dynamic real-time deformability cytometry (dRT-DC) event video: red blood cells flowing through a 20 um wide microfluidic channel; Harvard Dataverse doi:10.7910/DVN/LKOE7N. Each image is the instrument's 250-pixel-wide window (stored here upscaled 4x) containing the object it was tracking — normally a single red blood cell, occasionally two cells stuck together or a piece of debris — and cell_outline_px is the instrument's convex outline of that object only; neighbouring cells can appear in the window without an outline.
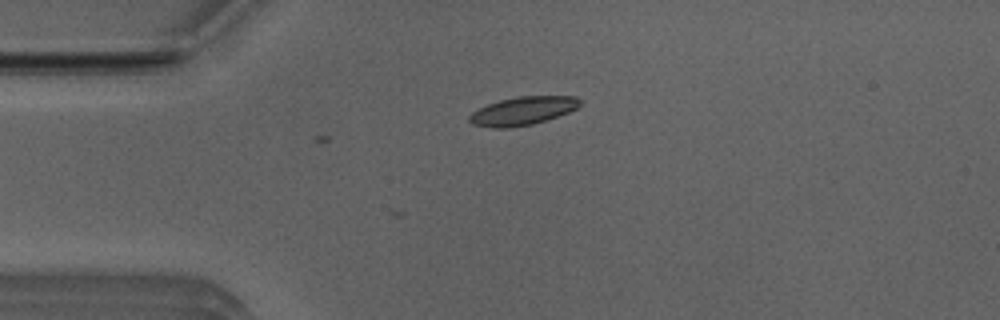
{"species": "Egyptian fruit bat (a non-hibernating species)", "species_latin": "Rousettus aegyptiacus", "temperature_condition": "room temperature", "stored_images_in_passage": 3, "camera_frame_rate_fps": 3000, "um_per_image_px": 0.085, "animal": {"sex": "male"}, "frame": {"image": 1, "passage_image": 3, "time_ms": 0.667, "image_size_px": [1000, 320], "cell_outline_px": [[580, 104], [576, 108], [568, 112], [532, 124], [508, 128], [492, 128], [472, 124], [468, 120], [468, 116], [472, 112], [488, 104], [500, 100], [520, 96], [576, 96], [580, 100]], "centroid_in_image_um": [44.4, 9.43], "position_along_channel_um": 40.6, "area_um2": 18.03}}